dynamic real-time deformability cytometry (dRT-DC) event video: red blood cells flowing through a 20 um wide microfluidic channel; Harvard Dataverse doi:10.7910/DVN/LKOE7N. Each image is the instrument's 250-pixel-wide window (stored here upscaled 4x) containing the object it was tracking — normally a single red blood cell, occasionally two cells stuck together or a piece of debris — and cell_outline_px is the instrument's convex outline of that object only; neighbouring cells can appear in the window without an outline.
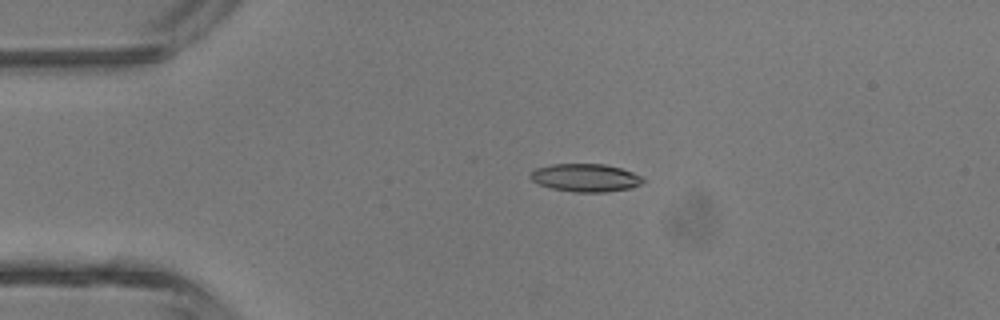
{"species": "common noctule bat (a hibernating species)", "species_latin": "Nyctalus noctula", "temperature_condition": "room temperature", "stored_images_in_passage": 2, "camera_frame_rate_fps": 3000, "um_per_image_px": 0.085, "animal": {"sex": "male", "body_mass_g": 13.3}, "frame": {"image": 1, "passage_image": 1, "time_ms": 0.0, "image_size_px": [1000, 320], "cell_outline_px": [[644, 180], [640, 184], [632, 188], [604, 192], [572, 192], [552, 188], [540, 184], [532, 180], [528, 176], [536, 168], [552, 164], [604, 164], [620, 168], [644, 176]], "centroid_in_image_um": [49.79, 15.11], "position_along_channel_um": 35.2, "area_um2": 18.32}}